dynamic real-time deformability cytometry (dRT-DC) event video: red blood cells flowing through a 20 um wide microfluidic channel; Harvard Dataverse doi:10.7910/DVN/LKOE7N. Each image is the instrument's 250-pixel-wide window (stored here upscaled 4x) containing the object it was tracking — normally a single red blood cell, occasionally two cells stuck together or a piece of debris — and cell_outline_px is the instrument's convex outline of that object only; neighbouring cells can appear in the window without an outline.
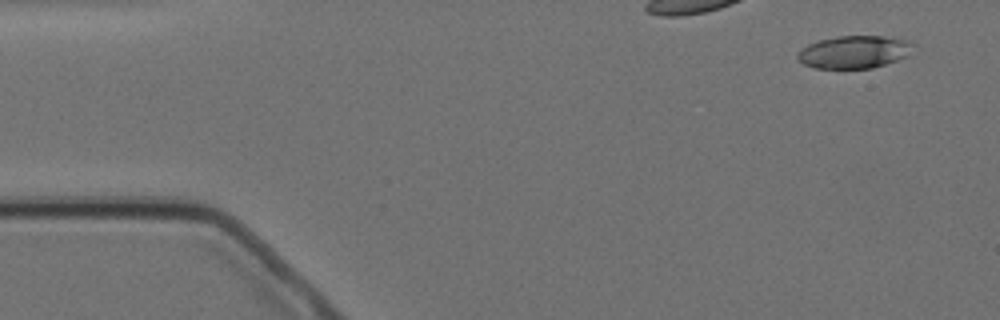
{"species": "Egyptian fruit bat (a non-hibernating species)", "species_latin": "Rousettus aegyptiacus", "temperature_condition": "cold", "stored_images_in_passage": 8, "camera_frame_rate_fps": 3000, "um_per_image_px": 0.085, "animal": {"sex": "female"}, "frame": {"image": 1, "passage_image": 1, "time_ms": 0.0, "image_size_px": [1000, 320], "cell_outline_px": [[912, 40], [908, 56], [872, 68], [816, 68], [804, 64], [796, 60], [796, 56], [808, 44], [820, 40], [836, 36], [884, 36]], "centroid_in_image_um": [72.59, 4.41], "position_along_channel_um": 12.4, "area_um2": 21.79}}
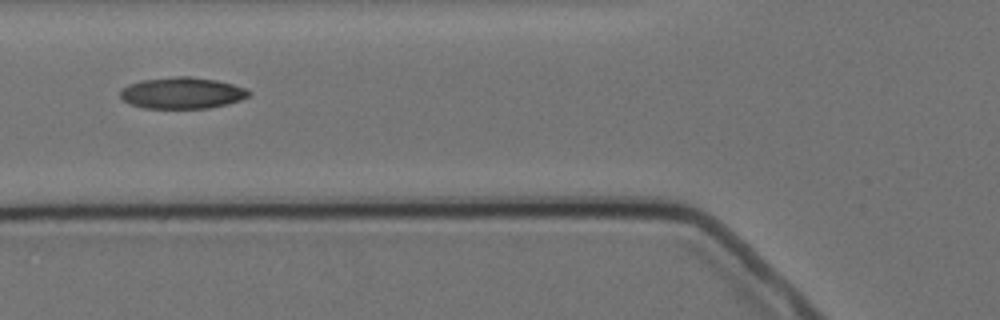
{"frame": {"image": 2, "passage_image": 6, "time_ms": 5.667, "image_size_px": [1000, 320], "cell_outline_px": [[252, 92], [248, 96], [240, 100], [208, 108], [144, 108], [128, 104], [120, 96], [120, 88], [128, 84], [144, 80], [176, 76], [188, 76], [216, 80], [232, 84], [244, 88]], "centroid_in_image_um": [15.43, 7.9], "position_along_channel_um": 110.4, "area_um2": 23.41}}
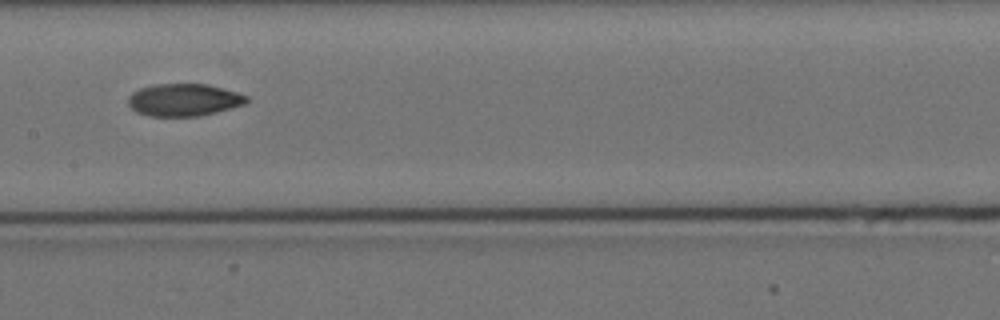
{"frame": {"image": 3, "passage_image": 8, "time_ms": 8.0, "image_size_px": [1000, 320], "cell_outline_px": [[248, 104], [200, 116], [148, 116], [136, 112], [128, 104], [128, 96], [132, 92], [140, 88], [152, 84], [208, 84], [236, 92], [248, 96]], "centroid_in_image_um": [15.63, 8.49], "position_along_channel_um": 191.8, "area_um2": 22.54}}